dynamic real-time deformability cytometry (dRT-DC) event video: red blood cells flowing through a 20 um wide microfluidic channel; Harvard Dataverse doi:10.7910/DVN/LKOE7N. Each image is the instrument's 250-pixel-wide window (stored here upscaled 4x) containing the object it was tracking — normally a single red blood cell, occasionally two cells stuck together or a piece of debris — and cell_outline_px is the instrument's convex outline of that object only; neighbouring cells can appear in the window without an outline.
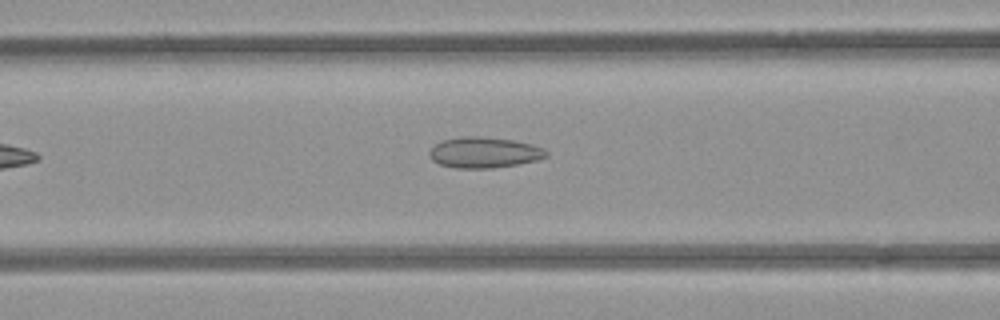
{"species": "common noctule bat (a hibernating species)", "species_latin": "Nyctalus noctula", "temperature_condition": "room temperature", "stored_images_in_passage": 6, "camera_frame_rate_fps": 3000, "um_per_image_px": 0.085, "animal": {"sex": "female", "body_mass_g": 21.9}, "frame": {"image": 1, "passage_image": 6, "time_ms": 6.0, "image_size_px": [1000, 320], "cell_outline_px": [[548, 156], [536, 160], [516, 164], [492, 168], [456, 168], [440, 164], [432, 160], [428, 152], [436, 144], [444, 140], [460, 136], [480, 136], [512, 140], [532, 144], [544, 148], [548, 152]], "centroid_in_image_um": [41.16, 12.96], "position_along_channel_um": 125.4, "area_um2": 20.87}}